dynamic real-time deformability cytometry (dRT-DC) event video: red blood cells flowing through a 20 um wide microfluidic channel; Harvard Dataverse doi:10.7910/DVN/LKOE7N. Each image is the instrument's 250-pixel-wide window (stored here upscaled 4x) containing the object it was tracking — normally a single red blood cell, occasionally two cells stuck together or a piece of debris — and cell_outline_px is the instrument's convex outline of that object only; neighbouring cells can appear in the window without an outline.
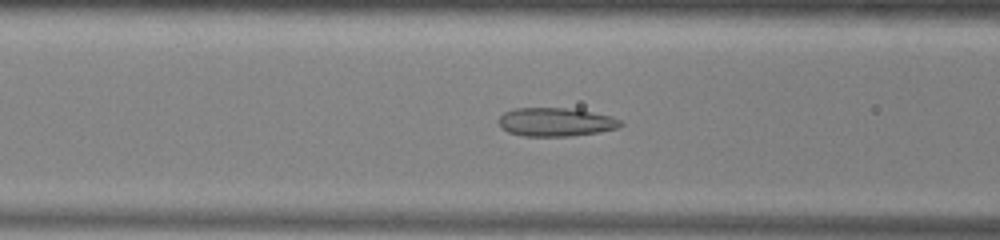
{"species": "common noctule bat (a hibernating species)", "species_latin": "Nyctalus noctula", "temperature_condition": "warm", "stored_images_in_passage": 51, "camera_frame_rate_fps": 3000, "um_per_image_px": 0.085, "animal": {"sex": "male", "body_mass_g": 13.0, "forearm_length_mm": 53.1}, "frame": {"image": 1, "passage_image": 20, "time_ms": 6.333, "image_size_px": [1000, 240], "cell_outline_px": [[624, 124], [620, 128], [600, 132], [568, 136], [524, 136], [508, 132], [500, 128], [500, 116], [504, 112], [516, 108], [564, 108], [592, 112], [612, 116], [620, 120]], "centroid_in_image_um": [47.26, 10.38], "position_along_channel_um": 119.3, "area_um2": 20.29}}
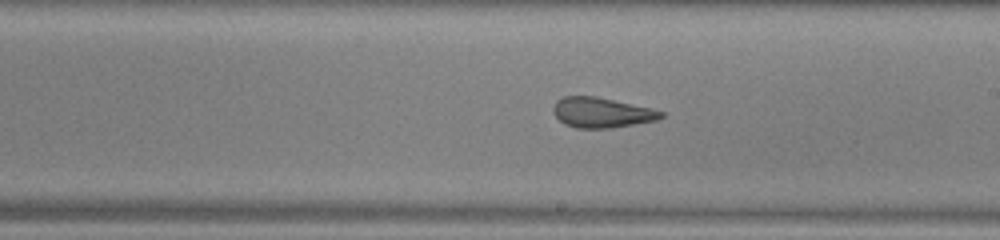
{"frame": {"image": 2, "passage_image": 29, "time_ms": 9.333, "image_size_px": [1000, 240], "cell_outline_px": [[664, 116], [656, 120], [612, 128], [576, 128], [564, 124], [552, 112], [552, 108], [556, 100], [564, 96], [596, 96], [652, 108], [664, 112]], "centroid_in_image_um": [51.12, 9.56], "position_along_channel_um": 237.9, "area_um2": 19.02}}
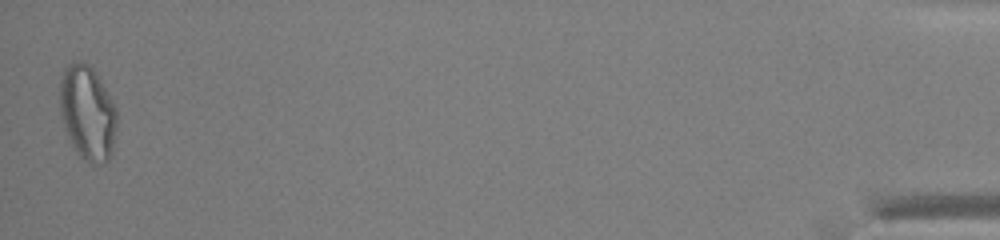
{"frame": {"image": 3, "passage_image": 51, "time_ms": 16.667, "image_size_px": [1000, 240], "cell_outline_px": [[116, 128], [112, 152], [108, 160], [104, 164], [92, 168], [80, 156], [72, 144], [64, 128], [60, 112], [60, 76], [64, 68], [68, 64], [80, 60], [88, 64], [96, 72], [112, 100], [116, 108]], "centroid_in_image_um": [7.43, 9.62], "position_along_channel_um": 427.8, "area_um2": 31.85}, "authors_computed_cell_mechanics": {"area_um2": 22.5998, "velocity_mm_per_s": 3.9584, "shape_relaxation_time_tau1_ms": null, "shape_relaxation_time_tau2_ms": 1.3865, "deformation_change_tau1": null, "deformation_change_tau2": 0.1008}}